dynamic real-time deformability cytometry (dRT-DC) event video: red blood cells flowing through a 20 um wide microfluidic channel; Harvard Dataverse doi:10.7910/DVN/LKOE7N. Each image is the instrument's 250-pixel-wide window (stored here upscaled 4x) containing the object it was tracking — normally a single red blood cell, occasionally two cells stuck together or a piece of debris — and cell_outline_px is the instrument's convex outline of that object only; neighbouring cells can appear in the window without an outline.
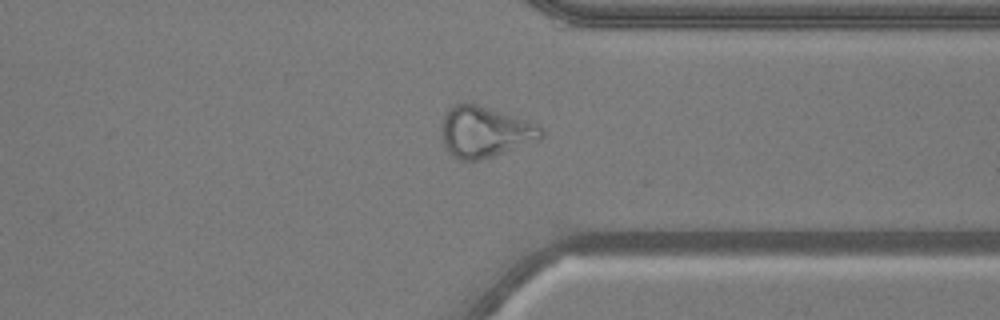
{"species": "common noctule bat (a hibernating species)", "species_latin": "Nyctalus noctula", "temperature_condition": "warm", "stored_images_in_passage": 49, "camera_frame_rate_fps": 3000, "um_per_image_px": 0.085, "animal": {"sex": "male", "body_mass_g": 20.5, "forearm_length_mm": 52.5}, "frame": {"image": 1, "passage_image": 39, "time_ms": 12.667, "image_size_px": [1000, 320], "cell_outline_px": [[544, 136], [540, 140], [480, 160], [460, 160], [452, 156], [448, 152], [444, 144], [444, 112], [452, 104], [476, 104], [516, 116], [540, 124], [544, 128]], "centroid_in_image_um": [41.28, 11.21], "position_along_channel_um": 370.1, "area_um2": 29.48}}
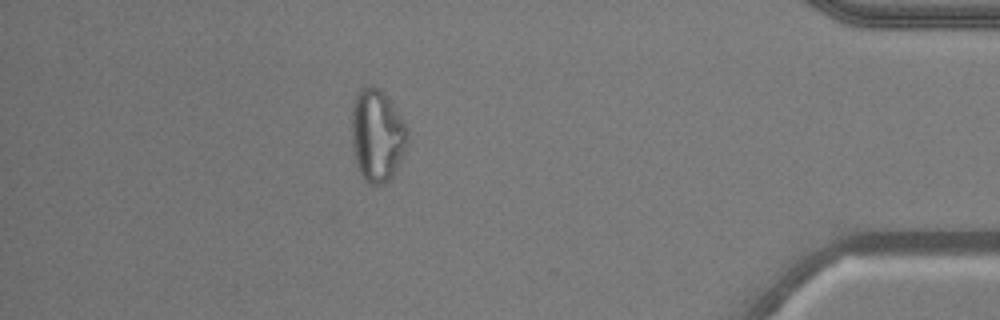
{"frame": {"image": 2, "passage_image": 45, "time_ms": 14.667, "image_size_px": [1000, 320], "cell_outline_px": [[408, 136], [404, 156], [396, 172], [384, 184], [372, 184], [364, 180], [356, 168], [352, 148], [352, 100], [360, 88], [364, 84], [372, 84], [380, 88], [388, 96], [408, 128]], "centroid_in_image_um": [32.05, 11.48], "position_along_channel_um": 403.2, "area_um2": 30.98}}